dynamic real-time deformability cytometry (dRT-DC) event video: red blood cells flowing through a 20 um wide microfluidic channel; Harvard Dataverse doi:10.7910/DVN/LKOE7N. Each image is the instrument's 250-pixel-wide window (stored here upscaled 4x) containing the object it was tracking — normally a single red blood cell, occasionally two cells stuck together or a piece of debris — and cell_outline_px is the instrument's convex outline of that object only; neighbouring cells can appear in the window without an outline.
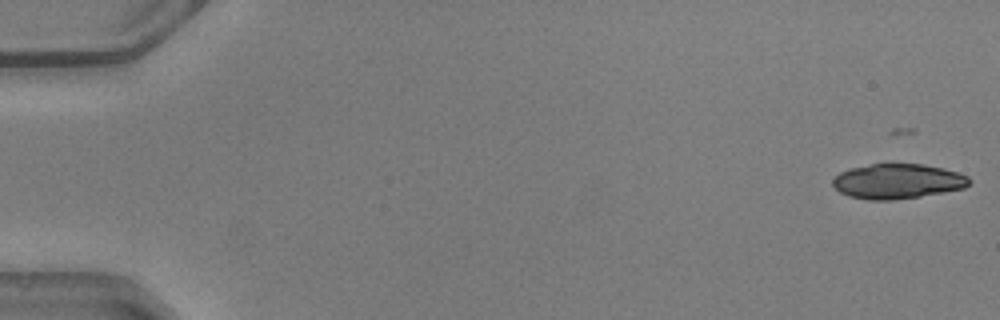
{"species": "common noctule bat (a hibernating species)", "species_latin": "Nyctalus noctula", "temperature_condition": "warm", "stored_images_in_passage": 44, "camera_frame_rate_fps": 3000, "um_per_image_px": 0.085, "animal": {"sex": "male", "body_mass_g": 20.5, "forearm_length_mm": 52.5}, "frame": {"image": 1, "passage_image": 1, "time_ms": 0.0, "image_size_px": [1000, 320], "cell_outline_px": [[972, 180], [964, 188], [920, 196], [892, 200], [868, 200], [848, 196], [840, 192], [832, 184], [832, 180], [840, 172], [848, 168], [872, 164], [924, 164], [944, 168], [968, 176]], "centroid_in_image_um": [76.27, 15.4], "position_along_channel_um": 8.7, "area_um2": 27.74}}
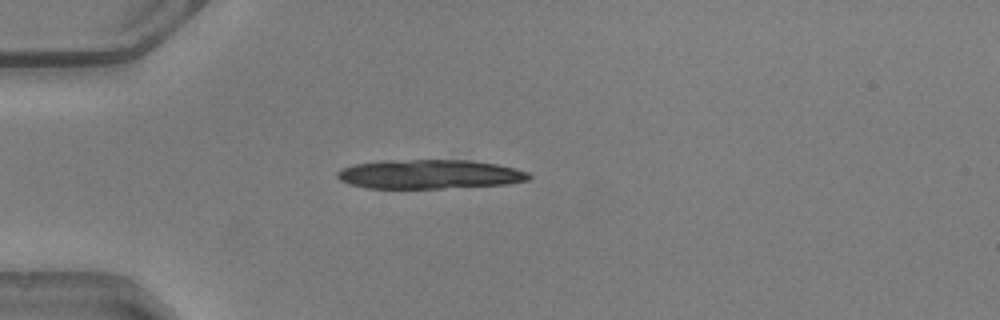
{"frame": {"image": 2, "passage_image": 14, "time_ms": 4.333, "image_size_px": [1000, 320], "cell_outline_px": [[532, 176], [528, 180], [508, 184], [440, 188], [368, 188], [352, 184], [340, 180], [336, 176], [336, 172], [340, 168], [356, 164], [380, 160], [472, 160], [496, 164], [516, 168], [528, 172]], "centroid_in_image_um": [36.51, 14.8], "position_along_channel_um": 48.5, "area_um2": 32.66}, "authors_computed_cell_mechanics": {"area_um2": 22.3686, "velocity_mm_per_s": 4.1195, "shape_relaxation_time_tau1_ms": 2.7577, "shape_relaxation_time_tau2_ms": null, "deformation_change_tau1": 0.1029, "deformation_change_tau2": null}}